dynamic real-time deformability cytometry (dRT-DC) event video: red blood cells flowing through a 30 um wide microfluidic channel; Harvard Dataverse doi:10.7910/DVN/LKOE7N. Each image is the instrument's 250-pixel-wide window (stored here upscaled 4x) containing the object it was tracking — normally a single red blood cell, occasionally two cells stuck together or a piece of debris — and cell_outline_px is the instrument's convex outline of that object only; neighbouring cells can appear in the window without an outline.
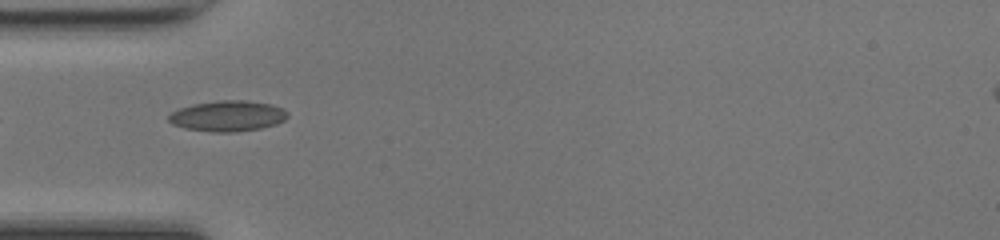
{"species": "common noctule bat (a hibernating species)", "species_latin": "Nyctalus noctula", "temperature_condition": "room temperature", "stored_images_in_passage": 19, "camera_frame_rate_fps": 3000, "um_per_image_px": 0.085, "animal": {"sex": "female", "body_mass_g": 17.0, "forearm_length_mm": 48.0}, "frame": {"image": 1, "passage_image": 1, "time_ms": 0.0, "image_size_px": [1000, 240], "cell_outline_px": [[288, 116], [284, 120], [276, 124], [260, 128], [236, 132], [212, 132], [184, 128], [172, 124], [168, 120], [168, 116], [172, 112], [180, 108], [192, 104], [220, 100], [244, 100], [272, 104], [284, 108], [288, 112]], "centroid_in_image_um": [19.37, 9.85], "position_along_channel_um": 65.6, "area_um2": 21.39}}
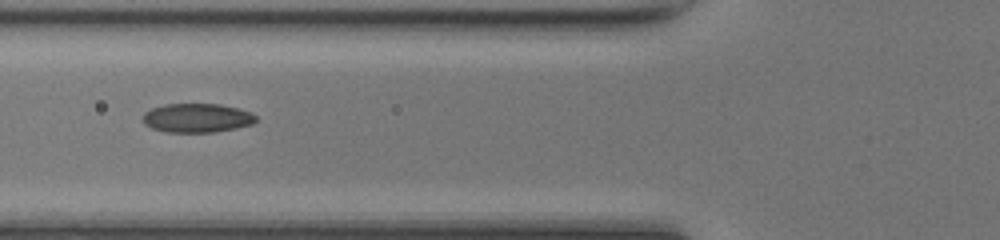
{"frame": {"image": 2, "passage_image": 4, "time_ms": 1.0, "image_size_px": [1000, 240], "cell_outline_px": [[256, 120], [252, 124], [236, 128], [212, 132], [164, 132], [152, 128], [144, 124], [144, 112], [152, 108], [164, 104], [220, 104], [252, 112], [256, 116]], "centroid_in_image_um": [16.74, 10.02], "position_along_channel_um": 109.1, "area_um2": 19.07}}
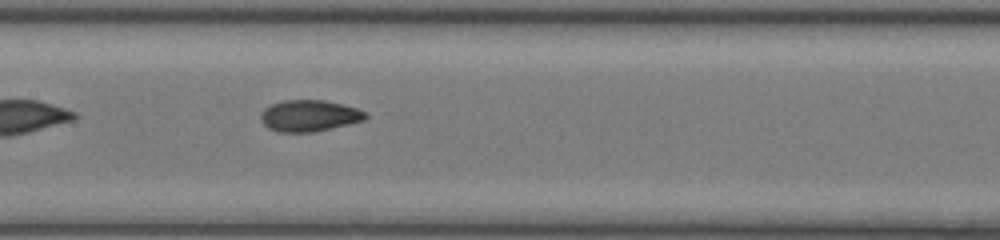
{"frame": {"image": 3, "passage_image": 9, "time_ms": 2.667, "image_size_px": [1000, 240], "cell_outline_px": [[368, 116], [364, 120], [348, 124], [312, 132], [276, 132], [268, 128], [260, 120], [260, 112], [264, 108], [272, 104], [284, 100], [324, 100], [356, 108], [368, 112]], "centroid_in_image_um": [26.26, 9.84], "position_along_channel_um": 181.1, "area_um2": 19.19}}